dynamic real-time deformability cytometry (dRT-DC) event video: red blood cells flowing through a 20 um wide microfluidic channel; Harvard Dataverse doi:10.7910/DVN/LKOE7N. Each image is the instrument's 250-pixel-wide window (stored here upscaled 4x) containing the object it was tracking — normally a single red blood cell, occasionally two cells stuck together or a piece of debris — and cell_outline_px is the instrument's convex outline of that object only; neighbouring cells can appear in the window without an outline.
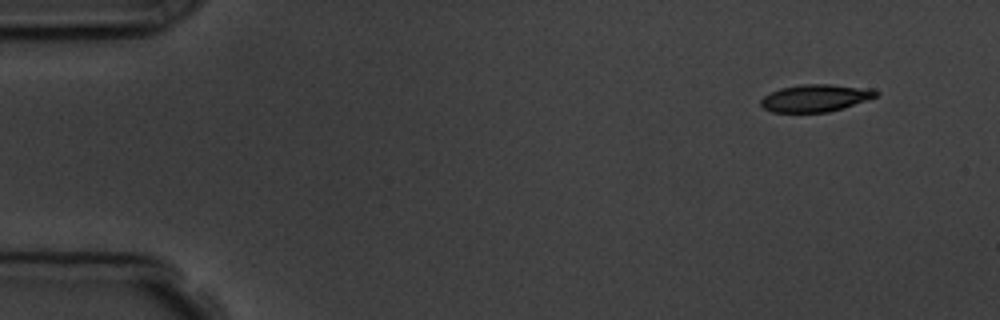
{"species": "common noctule bat (a hibernating species)", "species_latin": "Nyctalus noctula", "temperature_condition": "room temperature", "stored_images_in_passage": 4, "segment_of_instrument_passage": [2, 2], "camera_frame_rate_fps": 3000, "um_per_image_px": 0.085, "animal": {"sex": "male", "body_mass_g": 19.5, "forearm_length_mm": 54.6}, "frame": {"image": 1, "passage_image": 4, "time_ms": 4.0, "image_size_px": [1000, 320], "cell_outline_px": [[880, 92], [876, 96], [844, 108], [828, 112], [772, 112], [764, 108], [760, 104], [760, 100], [764, 96], [780, 88], [800, 84], [832, 84], [872, 88]], "centroid_in_image_um": [69.32, 8.32], "position_along_channel_um": 15.7, "area_um2": 18.38}}